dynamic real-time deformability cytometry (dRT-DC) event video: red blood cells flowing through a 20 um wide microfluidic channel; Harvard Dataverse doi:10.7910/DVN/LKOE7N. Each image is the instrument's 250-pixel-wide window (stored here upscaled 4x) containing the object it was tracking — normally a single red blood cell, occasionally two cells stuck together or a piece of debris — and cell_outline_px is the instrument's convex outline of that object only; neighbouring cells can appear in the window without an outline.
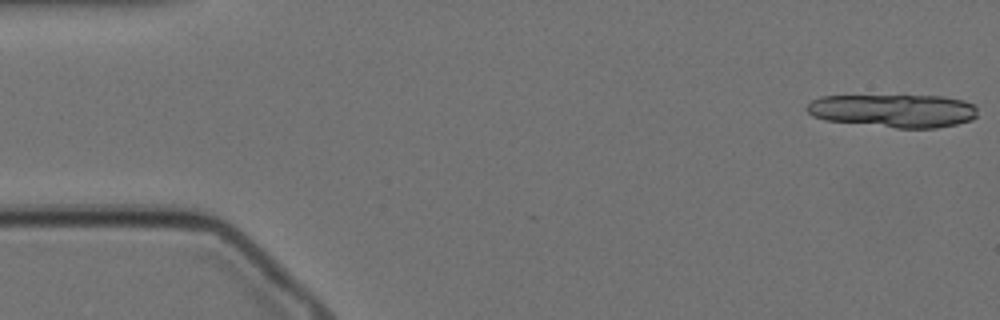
{"species": "Egyptian fruit bat (a non-hibernating species)", "species_latin": "Rousettus aegyptiacus", "temperature_condition": "cold", "stored_images_in_passage": 43, "segment_of_instrument_passage": [1, 2], "camera_frame_rate_fps": 3000, "um_per_image_px": 0.085, "animal": {"sex": "female"}, "frame": {"image": 1, "passage_image": 1, "time_ms": 0.0, "image_size_px": [1000, 320], "cell_outline_px": [[976, 116], [972, 120], [956, 124], [936, 128], [896, 128], [824, 120], [812, 116], [804, 108], [812, 100], [820, 96], [944, 96], [964, 100], [976, 104]], "centroid_in_image_um": [75.95, 9.41], "position_along_channel_um": 9.0, "area_um2": 33.23}}